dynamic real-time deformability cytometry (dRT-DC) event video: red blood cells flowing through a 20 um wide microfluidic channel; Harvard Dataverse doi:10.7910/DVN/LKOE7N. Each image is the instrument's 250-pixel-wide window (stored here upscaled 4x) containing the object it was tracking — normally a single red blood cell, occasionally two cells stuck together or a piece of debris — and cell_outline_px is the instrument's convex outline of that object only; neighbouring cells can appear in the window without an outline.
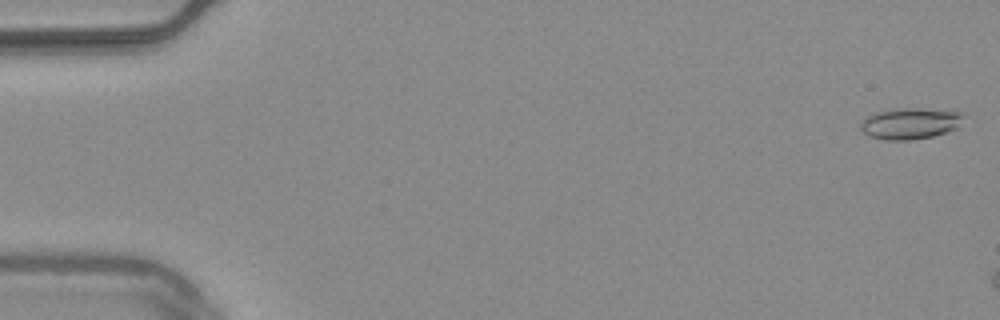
{"species": "common noctule bat (a hibernating species)", "species_latin": "Nyctalus noctula", "temperature_condition": "warm", "stored_images_in_passage": 9, "camera_frame_rate_fps": 3000, "um_per_image_px": 0.085, "animal": {"sex": "male", "body_mass_g": 20.4}, "frame": {"image": 1, "passage_image": 1, "time_ms": 0.0, "image_size_px": [1000, 320], "cell_outline_px": [[964, 116], [960, 128], [932, 136], [912, 140], [884, 140], [872, 136], [864, 132], [860, 128], [860, 124], [868, 116], [876, 112], [900, 108], [920, 108], [964, 112]], "centroid_in_image_um": [77.43, 10.49], "position_along_channel_um": 7.6, "area_um2": 18.79}}